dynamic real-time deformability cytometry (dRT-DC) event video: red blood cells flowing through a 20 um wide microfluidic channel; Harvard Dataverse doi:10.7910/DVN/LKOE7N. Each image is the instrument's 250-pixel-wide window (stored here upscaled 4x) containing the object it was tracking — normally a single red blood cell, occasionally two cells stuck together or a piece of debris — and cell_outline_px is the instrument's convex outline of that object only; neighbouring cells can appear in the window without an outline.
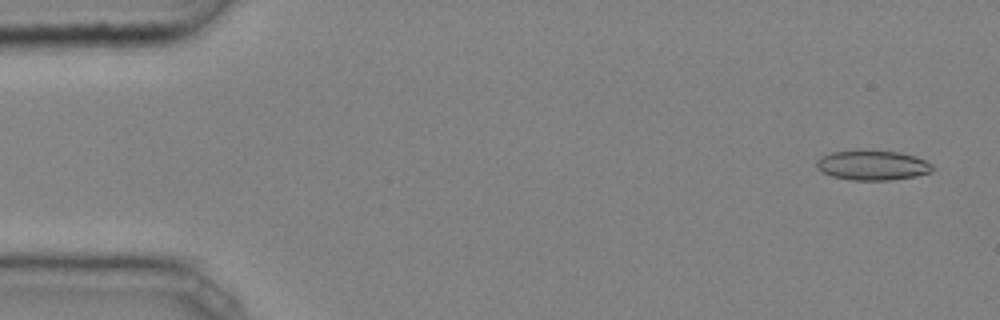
{"species": "common noctule bat (a hibernating species)", "species_latin": "Nyctalus noctula", "temperature_condition": "cold", "stored_images_in_passage": 45, "camera_frame_rate_fps": 3000, "um_per_image_px": 0.085, "animal": {"sex": "male", "body_mass_g": 20.4}, "frame": {"image": 1, "passage_image": 2, "time_ms": 0.333, "image_size_px": [1000, 320], "cell_outline_px": [[932, 172], [916, 176], [892, 180], [852, 180], [832, 176], [816, 168], [816, 160], [820, 156], [832, 152], [856, 148], [860, 148], [900, 152], [924, 160], [932, 164]], "centroid_in_image_um": [74.11, 14.01], "position_along_channel_um": 10.9, "area_um2": 20.63}}
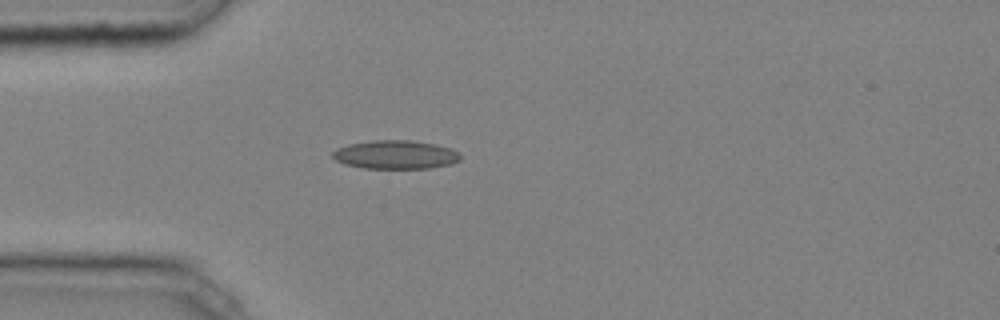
{"frame": {"image": 2, "passage_image": 13, "time_ms": 4.0, "image_size_px": [1000, 320], "cell_outline_px": [[460, 160], [452, 164], [428, 168], [364, 168], [344, 164], [336, 160], [332, 156], [332, 152], [336, 148], [348, 144], [372, 140], [408, 140], [436, 144], [460, 152]], "centroid_in_image_um": [33.6, 13.14], "position_along_channel_um": 51.4, "area_um2": 21.33}}
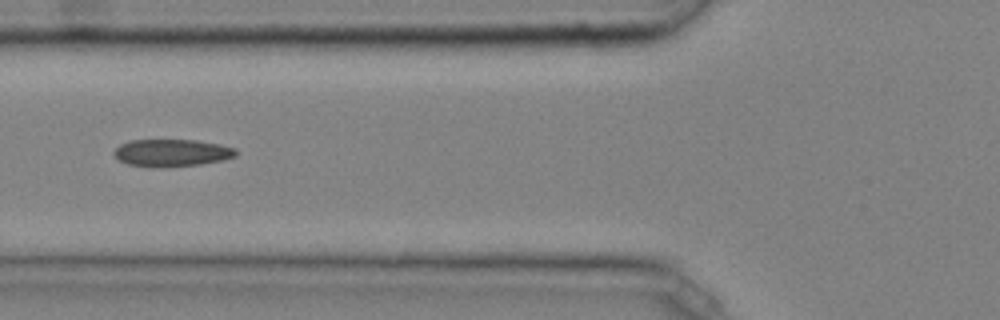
{"frame": {"image": 3, "passage_image": 18, "time_ms": 5.667, "image_size_px": [1000, 320], "cell_outline_px": [[240, 152], [236, 156], [224, 160], [200, 164], [160, 168], [152, 168], [128, 164], [120, 160], [112, 152], [120, 144], [128, 140], [196, 140], [236, 148]], "centroid_in_image_um": [14.61, 13.0], "position_along_channel_um": 111.2, "area_um2": 19.59}, "authors_computed_cell_mechanics": {"area_um2": 19.5364, "velocity_mm_per_s": 4.0844, "shape_relaxation_time_tau1_ms": 4.7407, "shape_relaxation_time_tau2_ms": 3.1485, "deformation_change_tau1": 0.1063, "deformation_change_tau2": 0.0988}}